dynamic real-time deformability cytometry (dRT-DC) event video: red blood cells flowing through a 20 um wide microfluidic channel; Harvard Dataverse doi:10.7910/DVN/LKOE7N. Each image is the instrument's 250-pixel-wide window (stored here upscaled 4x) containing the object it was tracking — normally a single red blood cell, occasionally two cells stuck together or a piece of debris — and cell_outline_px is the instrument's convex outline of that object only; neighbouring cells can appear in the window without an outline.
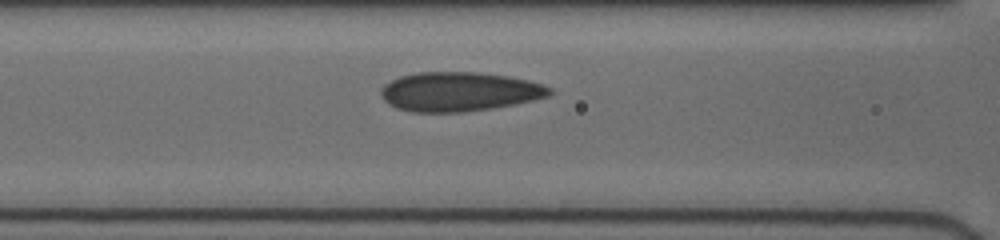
{"species": "human", "species_latin": "Homo sapiens", "temperature_condition": "cold", "stored_images_in_passage": 6, "camera_frame_rate_fps": 3000, "um_per_image_px": 0.085, "donor": {"sex": "female"}, "frame": {"image": 1, "passage_image": 3, "time_ms": 1.333, "image_size_px": [1000, 240], "cell_outline_px": [[552, 92], [548, 96], [516, 104], [492, 108], [464, 112], [412, 112], [396, 108], [388, 104], [380, 96], [380, 88], [384, 84], [400, 76], [416, 72], [476, 72], [508, 76], [528, 80], [544, 84], [552, 88]], "centroid_in_image_um": [39.01, 7.79], "position_along_channel_um": 127.6, "area_um2": 38.84}}
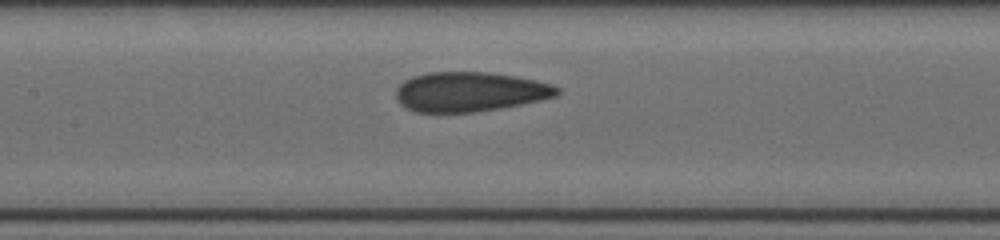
{"frame": {"image": 2, "passage_image": 6, "time_ms": 2.333, "image_size_px": [1000, 240], "cell_outline_px": [[560, 92], [556, 96], [540, 100], [500, 108], [476, 112], [416, 112], [400, 104], [396, 96], [396, 88], [404, 80], [412, 76], [428, 72], [488, 72], [516, 76], [536, 80], [552, 84], [560, 88]], "centroid_in_image_um": [39.93, 7.79], "position_along_channel_um": 167.5, "area_um2": 37.28}}